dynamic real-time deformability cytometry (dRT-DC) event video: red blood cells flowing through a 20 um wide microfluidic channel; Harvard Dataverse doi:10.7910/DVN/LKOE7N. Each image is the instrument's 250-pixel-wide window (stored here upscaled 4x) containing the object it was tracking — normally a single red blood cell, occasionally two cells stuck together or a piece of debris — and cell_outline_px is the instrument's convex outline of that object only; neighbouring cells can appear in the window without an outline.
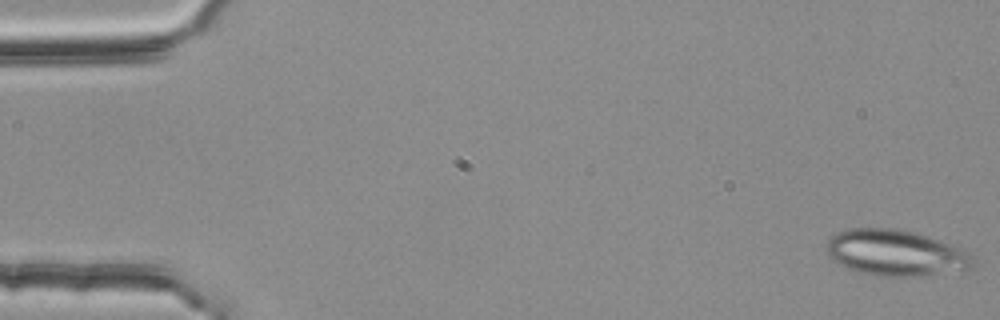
{"species": "common noctule bat (a hibernating species)", "species_latin": "Nyctalus noctula", "temperature_condition": "room temperature", "stored_images_in_passage": 5, "camera_frame_rate_fps": 3000, "um_per_image_px": 0.085, "animal": {"sex": "female", "body_mass_g": 25.1}, "frame": {"image": 1, "passage_image": 1, "time_ms": 0.0, "image_size_px": [1000, 320], "cell_outline_px": [[976, 264], [972, 268], [908, 276], [872, 276], [848, 268], [836, 260], [824, 248], [824, 244], [832, 236], [840, 232], [852, 228], [900, 228], [940, 240], [960, 248], [976, 256]], "centroid_in_image_um": [76.15, 21.48], "position_along_channel_um": 8.9, "area_um2": 38.9}}